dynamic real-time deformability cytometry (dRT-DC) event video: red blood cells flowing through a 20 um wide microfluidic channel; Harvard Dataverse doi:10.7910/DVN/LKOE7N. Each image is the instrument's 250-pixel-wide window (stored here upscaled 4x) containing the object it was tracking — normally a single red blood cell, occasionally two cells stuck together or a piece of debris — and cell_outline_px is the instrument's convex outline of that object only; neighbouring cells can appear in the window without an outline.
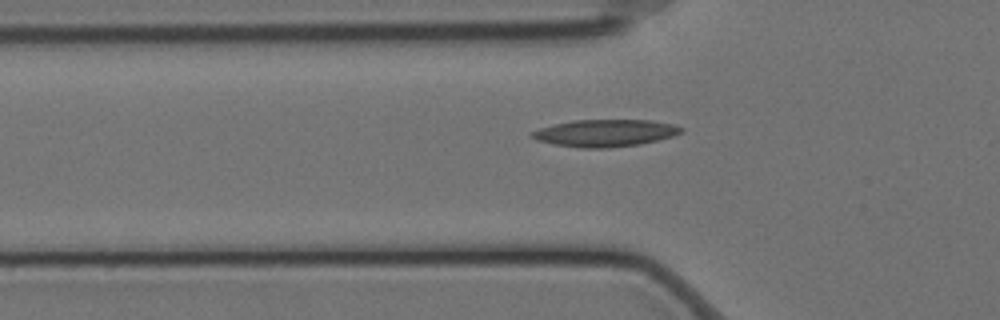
{"species": "Egyptian fruit bat (a non-hibernating species)", "species_latin": "Rousettus aegyptiacus", "temperature_condition": "cold", "stored_images_in_passage": 34, "camera_frame_rate_fps": 3000, "um_per_image_px": 0.085, "animal": {"sex": "female"}, "frame": {"image": 1, "passage_image": 2, "time_ms": 0.333, "image_size_px": [1000, 320], "cell_outline_px": [[684, 128], [680, 132], [672, 136], [640, 144], [608, 148], [580, 148], [556, 144], [536, 140], [528, 136], [528, 132], [540, 128], [556, 124], [576, 120], [652, 120], [676, 124]], "centroid_in_image_um": [51.42, 11.3], "position_along_channel_um": 74.4, "area_um2": 23.58}}
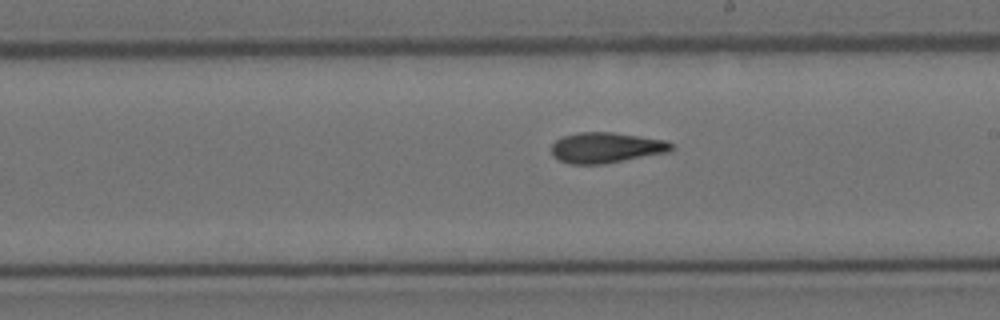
{"frame": {"image": 2, "passage_image": 16, "time_ms": 5.0, "image_size_px": [1000, 320], "cell_outline_px": [[672, 148], [668, 152], [604, 164], [568, 164], [552, 156], [552, 144], [556, 140], [564, 136], [580, 132], [612, 132], [668, 140], [672, 144]], "centroid_in_image_um": [51.51, 12.55], "position_along_channel_um": 237.5, "area_um2": 21.33}}
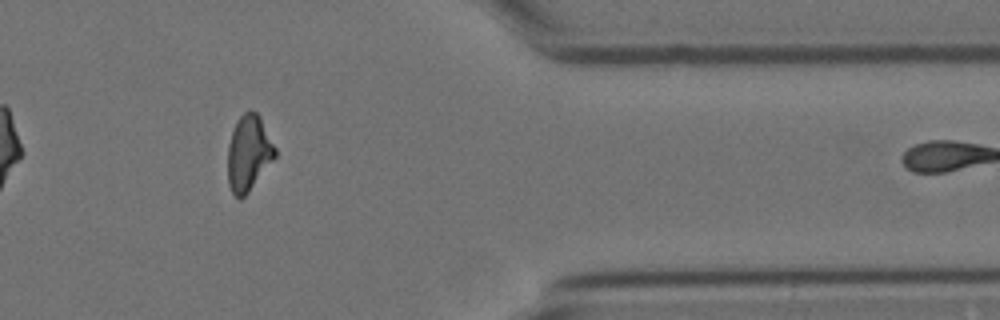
{"frame": {"image": 3, "passage_image": 31, "time_ms": 10.0, "image_size_px": [1000, 320], "cell_outline_px": [[276, 156], [248, 192], [240, 200], [232, 192], [228, 184], [228, 144], [236, 120], [248, 108], [256, 112], [260, 116], [276, 148]], "centroid_in_image_um": [21.13, 12.98], "position_along_channel_um": 390.3, "area_um2": 20.87}, "authors_computed_cell_mechanics": {"area_um2": 21.2704, "velocity_mm_per_s": 3.4633, "shape_relaxation_time_tau1_ms": null, "shape_relaxation_time_tau2_ms": 6.3538, "deformation_change_tau1": null, "deformation_change_tau2": 0.1408}}